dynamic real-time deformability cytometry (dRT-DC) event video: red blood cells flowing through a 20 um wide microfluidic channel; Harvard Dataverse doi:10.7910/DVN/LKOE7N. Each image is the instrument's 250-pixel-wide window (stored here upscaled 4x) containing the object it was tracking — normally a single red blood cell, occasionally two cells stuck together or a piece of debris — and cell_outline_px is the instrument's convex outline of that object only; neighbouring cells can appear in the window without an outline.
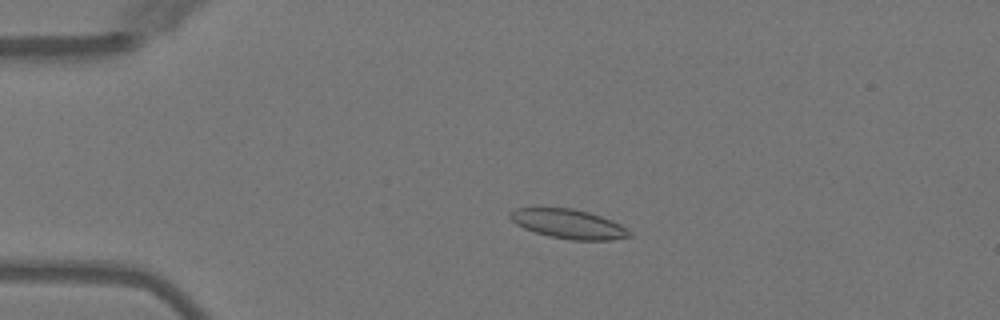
{"species": "Egyptian fruit bat (a non-hibernating species)", "species_latin": "Rousettus aegyptiacus", "temperature_condition": "warm", "stored_images_in_passage": 4, "camera_frame_rate_fps": 3000, "um_per_image_px": 0.085, "animal": {"sex": "female"}, "frame": {"image": 1, "passage_image": 3, "time_ms": 2.333, "image_size_px": [1000, 320], "cell_outline_px": [[632, 236], [612, 240], [572, 240], [548, 236], [524, 228], [516, 224], [508, 216], [508, 212], [516, 208], [572, 208], [588, 212], [612, 220], [620, 224], [632, 232]], "centroid_in_image_um": [48.33, 19.04], "position_along_channel_um": 36.7, "area_um2": 20.4}}